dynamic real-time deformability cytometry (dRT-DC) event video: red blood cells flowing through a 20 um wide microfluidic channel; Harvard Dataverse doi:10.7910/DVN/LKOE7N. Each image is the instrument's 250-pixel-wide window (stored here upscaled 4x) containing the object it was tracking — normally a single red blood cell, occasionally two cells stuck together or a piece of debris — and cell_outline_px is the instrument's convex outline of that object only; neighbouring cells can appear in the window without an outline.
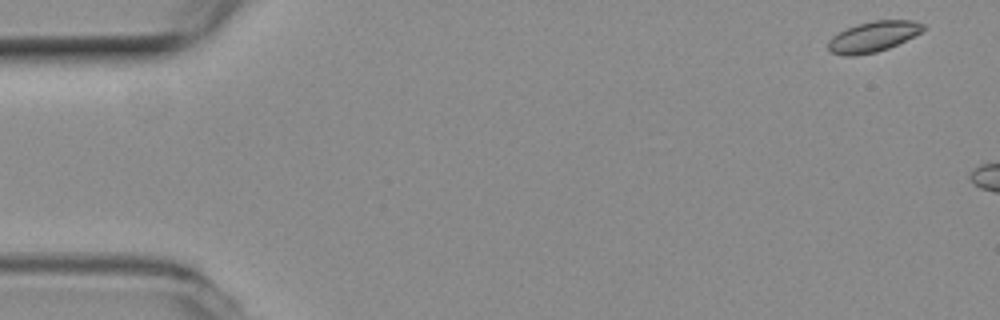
{"species": "common noctule bat (a hibernating species)", "species_latin": "Nyctalus noctula", "temperature_condition": "room temperature", "stored_images_in_passage": 2, "camera_frame_rate_fps": 3000, "um_per_image_px": 0.085, "animal": {"sex": "female", "body_mass_g": 19.3, "forearm_length_mm": 54.1}, "frame": {"image": 1, "passage_image": 1, "time_ms": 0.0, "image_size_px": [1000, 320], "cell_outline_px": [[924, 28], [920, 32], [888, 48], [876, 52], [856, 56], [844, 56], [832, 52], [828, 48], [828, 40], [832, 36], [856, 24], [872, 20], [912, 20], [924, 24]], "centroid_in_image_um": [74.18, 3.11], "position_along_channel_um": 10.8, "area_um2": 16.7}}